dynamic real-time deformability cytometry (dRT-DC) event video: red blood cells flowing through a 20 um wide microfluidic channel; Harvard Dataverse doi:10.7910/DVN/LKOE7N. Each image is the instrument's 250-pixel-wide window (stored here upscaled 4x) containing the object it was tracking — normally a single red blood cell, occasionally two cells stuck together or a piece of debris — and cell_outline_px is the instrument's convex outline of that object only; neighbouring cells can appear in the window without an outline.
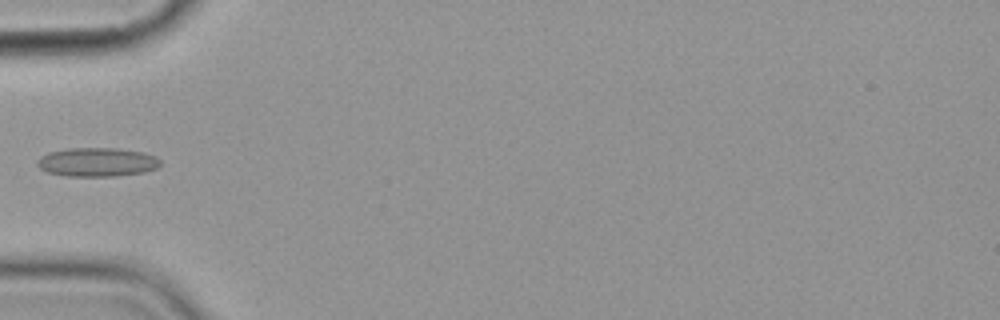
{"species": "common noctule bat (a hibernating species)", "species_latin": "Nyctalus noctula", "temperature_condition": "cold", "stored_images_in_passage": 6, "camera_frame_rate_fps": 3000, "um_per_image_px": 0.085, "animal": {"sex": "female", "body_mass_g": 19.9}, "frame": {"image": 1, "passage_image": 6, "time_ms": 5.667, "image_size_px": [1000, 320], "cell_outline_px": [[160, 164], [156, 168], [144, 172], [116, 176], [68, 176], [48, 172], [40, 168], [36, 164], [36, 160], [40, 156], [48, 152], [68, 148], [116, 148], [144, 152], [156, 156], [160, 160]], "centroid_in_image_um": [8.24, 13.77], "position_along_channel_um": 76.8, "area_um2": 20.81}}